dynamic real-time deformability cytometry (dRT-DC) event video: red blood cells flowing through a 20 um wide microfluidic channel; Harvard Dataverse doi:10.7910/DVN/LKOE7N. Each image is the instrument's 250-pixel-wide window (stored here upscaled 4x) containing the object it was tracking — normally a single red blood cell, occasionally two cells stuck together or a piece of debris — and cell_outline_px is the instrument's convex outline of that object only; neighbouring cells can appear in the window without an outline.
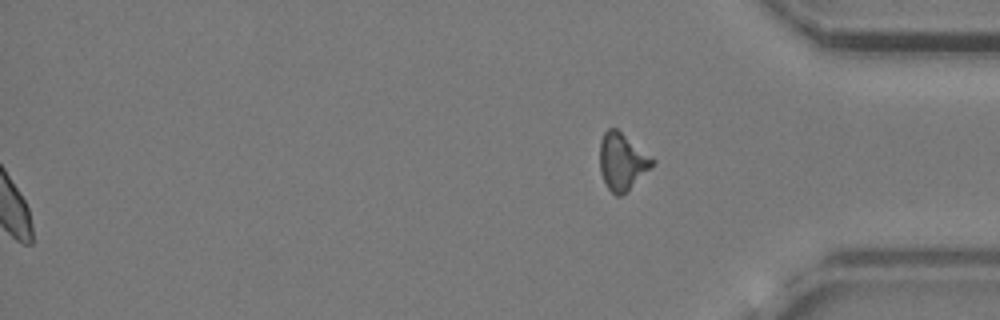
{"species": "common noctule bat (a hibernating species)", "species_latin": "Nyctalus noctula", "temperature_condition": "cold", "stored_images_in_passage": 43, "segment_of_instrument_passage": [2, 2], "camera_frame_rate_fps": 3000, "um_per_image_px": 0.085, "animal": {"sex": "female", "body_mass_g": 24.6, "forearm_length_mm": 56.2}, "frame": {"image": 1, "passage_image": 43, "time_ms": 14.0, "image_size_px": [1000, 320], "cell_outline_px": [[656, 160], [628, 192], [620, 196], [616, 196], [608, 188], [600, 172], [600, 140], [604, 132], [608, 128], [616, 128], [652, 156]], "centroid_in_image_um": [52.87, 13.73], "position_along_channel_um": 382.3, "area_um2": 17.4}}